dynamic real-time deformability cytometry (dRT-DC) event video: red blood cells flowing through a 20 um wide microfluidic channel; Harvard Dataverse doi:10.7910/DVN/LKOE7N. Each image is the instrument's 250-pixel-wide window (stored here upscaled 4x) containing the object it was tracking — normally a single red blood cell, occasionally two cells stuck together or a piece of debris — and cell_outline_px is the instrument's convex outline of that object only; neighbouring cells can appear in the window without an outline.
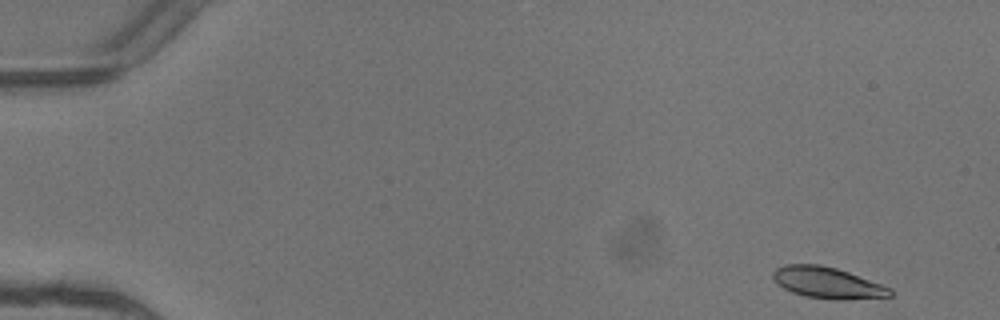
{"species": "common noctule bat (a hibernating species)", "species_latin": "Nyctalus noctula", "temperature_condition": "warm", "stored_images_in_passage": 5, "camera_frame_rate_fps": 3000, "um_per_image_px": 0.085, "animal": {"sex": "female"}, "frame": {"image": 1, "passage_image": 1, "time_ms": 0.0, "image_size_px": [1000, 320], "cell_outline_px": [[892, 296], [840, 300], [836, 300], [804, 296], [792, 292], [776, 284], [772, 276], [772, 272], [776, 268], [784, 264], [820, 264], [836, 268], [848, 272], [892, 288]], "centroid_in_image_um": [70.3, 24.03], "position_along_channel_um": 14.7, "area_um2": 21.39}}
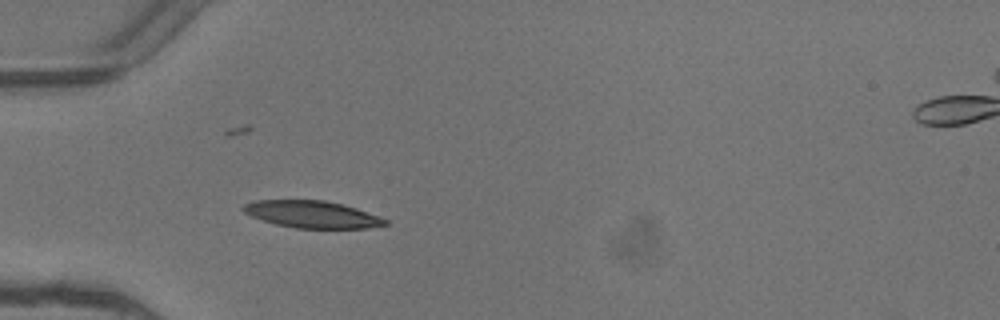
{"frame": {"image": 2, "passage_image": 5, "time_ms": 1.333, "image_size_px": [1000, 320], "cell_outline_px": [[388, 224], [368, 228], [296, 228], [276, 224], [252, 216], [244, 212], [240, 208], [244, 204], [256, 200], [324, 200], [344, 204], [380, 216], [388, 220]], "centroid_in_image_um": [26.55, 18.21], "position_along_channel_um": 58.5, "area_um2": 22.37}}